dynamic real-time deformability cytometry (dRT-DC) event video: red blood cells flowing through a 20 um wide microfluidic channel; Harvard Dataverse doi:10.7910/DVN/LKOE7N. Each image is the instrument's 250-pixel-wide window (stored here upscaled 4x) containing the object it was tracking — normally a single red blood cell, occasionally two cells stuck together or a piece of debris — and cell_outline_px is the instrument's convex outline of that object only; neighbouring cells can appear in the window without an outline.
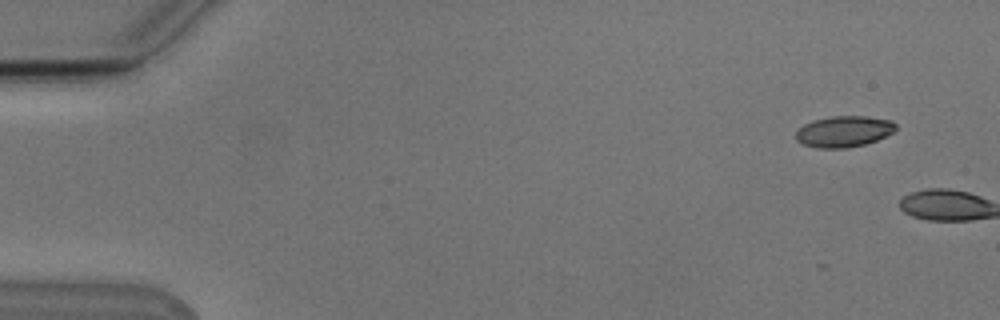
{"species": "Egyptian fruit bat (a non-hibernating species)", "species_latin": "Rousettus aegyptiacus", "temperature_condition": "cold", "stored_images_in_passage": 2, "camera_frame_rate_fps": 3000, "um_per_image_px": 0.085, "animal": {"sex": "male"}, "frame": {"image": 1, "passage_image": 1, "time_ms": 0.0, "image_size_px": [1000, 320], "cell_outline_px": [[896, 128], [892, 132], [876, 140], [864, 144], [844, 148], [816, 148], [804, 144], [796, 140], [796, 132], [804, 124], [812, 120], [832, 116], [868, 116], [892, 120], [896, 124]], "centroid_in_image_um": [71.72, 11.16], "position_along_channel_um": 13.3, "area_um2": 18.03}}